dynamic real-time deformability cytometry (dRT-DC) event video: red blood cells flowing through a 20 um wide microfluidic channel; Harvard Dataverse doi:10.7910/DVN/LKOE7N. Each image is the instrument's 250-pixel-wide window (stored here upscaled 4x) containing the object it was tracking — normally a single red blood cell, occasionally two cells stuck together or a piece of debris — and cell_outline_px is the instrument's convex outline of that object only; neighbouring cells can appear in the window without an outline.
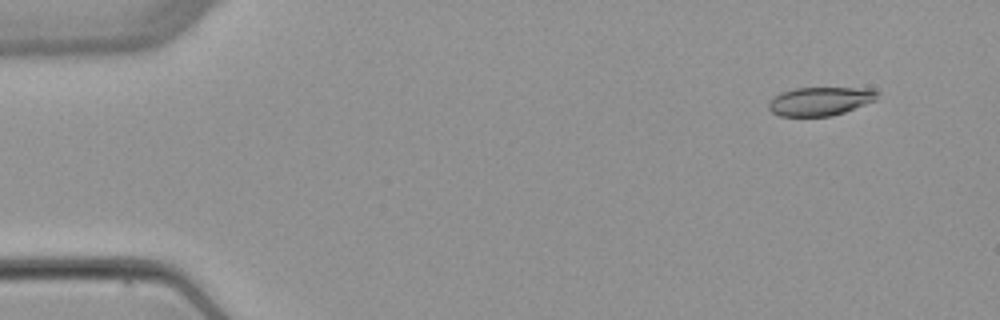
{"species": "common noctule bat (a hibernating species)", "species_latin": "Nyctalus noctula", "temperature_condition": "warm", "stored_images_in_passage": 4, "camera_frame_rate_fps": 3000, "um_per_image_px": 0.085, "animal": {"sex": "female", "body_mass_g": 22.7, "forearm_length_mm": 54.2}, "frame": {"image": 1, "passage_image": 1, "time_ms": 0.0, "image_size_px": [1000, 320], "cell_outline_px": [[880, 92], [876, 100], [844, 112], [832, 116], [780, 116], [772, 112], [768, 108], [768, 100], [772, 96], [780, 92], [796, 88], [876, 88]], "centroid_in_image_um": [69.71, 8.59], "position_along_channel_um": 15.3, "area_um2": 18.38}}
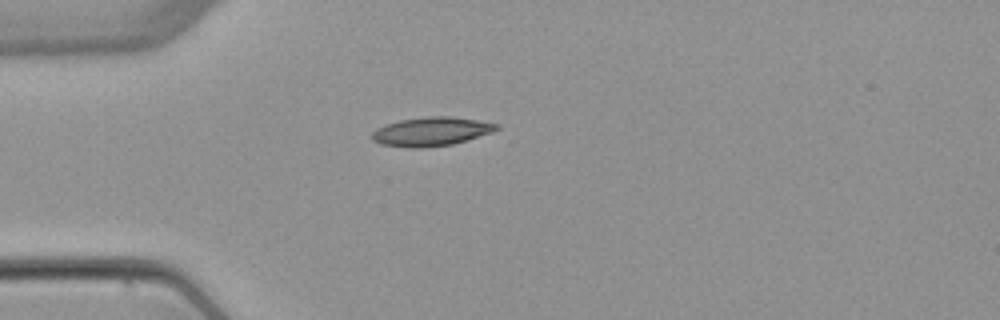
{"frame": {"image": 2, "passage_image": 3, "time_ms": 3.333, "image_size_px": [1000, 320], "cell_outline_px": [[500, 128], [492, 132], [452, 144], [424, 148], [412, 148], [380, 144], [372, 140], [372, 132], [376, 128], [400, 120], [428, 116], [452, 116], [500, 124]], "centroid_in_image_um": [36.65, 11.18], "position_along_channel_um": 48.3, "area_um2": 20.87}}